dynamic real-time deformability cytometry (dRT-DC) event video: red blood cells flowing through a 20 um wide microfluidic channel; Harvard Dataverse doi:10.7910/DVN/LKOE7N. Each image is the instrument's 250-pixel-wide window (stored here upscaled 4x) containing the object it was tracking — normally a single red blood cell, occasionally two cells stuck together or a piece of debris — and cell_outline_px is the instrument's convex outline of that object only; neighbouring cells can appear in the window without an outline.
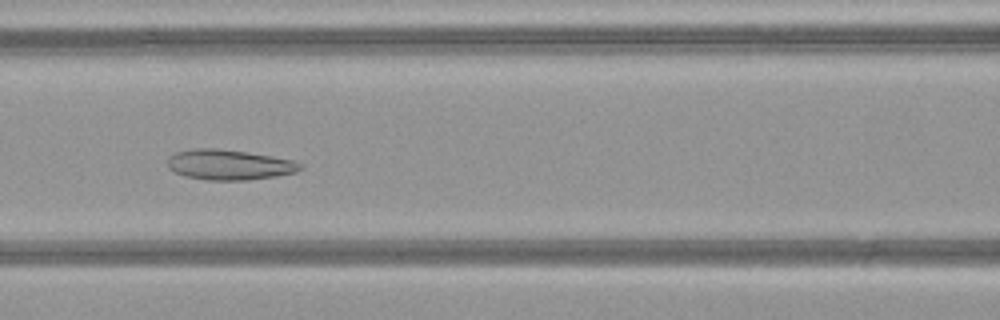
{"species": "common noctule bat (a hibernating species)", "species_latin": "Nyctalus noctula", "temperature_condition": "warm", "stored_images_in_passage": 49, "camera_frame_rate_fps": 3000, "um_per_image_px": 0.085, "animal": {"sex": "female", "body_mass_g": 21.9}, "frame": {"image": 1, "passage_image": 21, "time_ms": 6.667, "image_size_px": [1000, 320], "cell_outline_px": [[304, 168], [296, 172], [276, 176], [248, 180], [208, 180], [184, 176], [168, 168], [168, 156], [176, 152], [192, 148], [216, 148], [272, 156], [292, 160], [304, 164]], "centroid_in_image_um": [19.49, 14.0], "position_along_channel_um": 147.1, "area_um2": 23.47}}
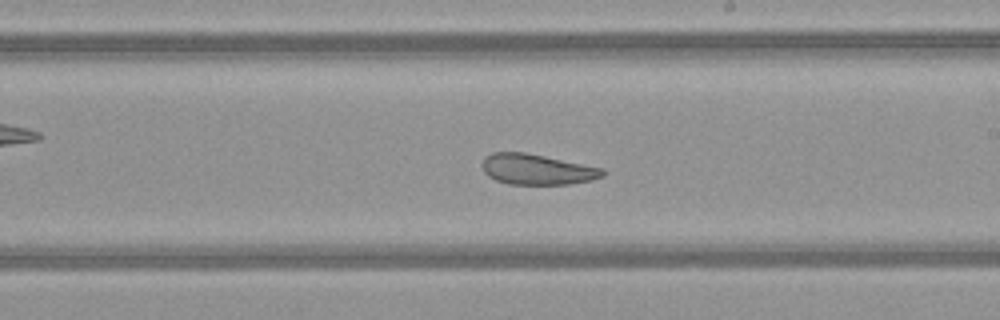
{"frame": {"image": 2, "passage_image": 28, "time_ms": 9.0, "image_size_px": [1000, 320], "cell_outline_px": [[608, 172], [604, 176], [592, 180], [568, 184], [508, 184], [496, 180], [488, 176], [484, 172], [480, 164], [484, 156], [492, 152], [524, 152], [604, 168]], "centroid_in_image_um": [45.63, 14.39], "position_along_channel_um": 243.4, "area_um2": 21.68}}
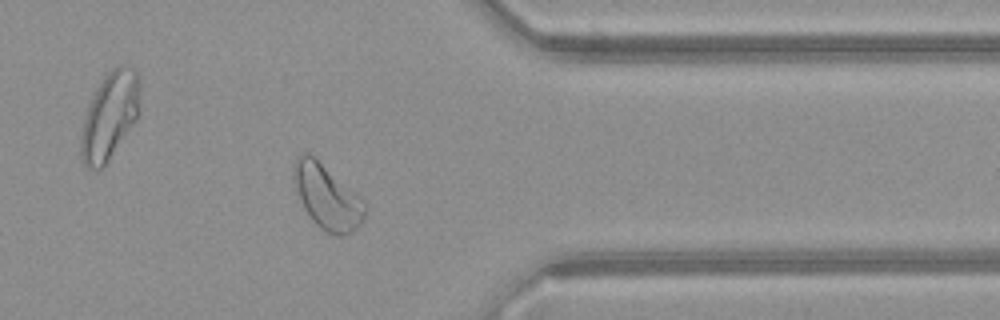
{"frame": {"image": 3, "passage_image": 39, "time_ms": 12.667, "image_size_px": [1000, 320], "cell_outline_px": [[368, 208], [360, 224], [352, 232], [344, 236], [336, 236], [320, 228], [312, 220], [304, 208], [296, 188], [292, 176], [292, 168], [296, 156], [300, 152], [308, 152], [368, 204]], "centroid_in_image_um": [27.79, 16.74], "position_along_channel_um": 383.6, "area_um2": 26.59}, "authors_computed_cell_mechanics": {"area_um2": 28.2064, "velocity_mm_per_s": 4.1253, "shape_relaxation_time_tau1_ms": null, "shape_relaxation_time_tau2_ms": 2.9543, "deformation_change_tau1": null, "deformation_change_tau2": 0.1012}}